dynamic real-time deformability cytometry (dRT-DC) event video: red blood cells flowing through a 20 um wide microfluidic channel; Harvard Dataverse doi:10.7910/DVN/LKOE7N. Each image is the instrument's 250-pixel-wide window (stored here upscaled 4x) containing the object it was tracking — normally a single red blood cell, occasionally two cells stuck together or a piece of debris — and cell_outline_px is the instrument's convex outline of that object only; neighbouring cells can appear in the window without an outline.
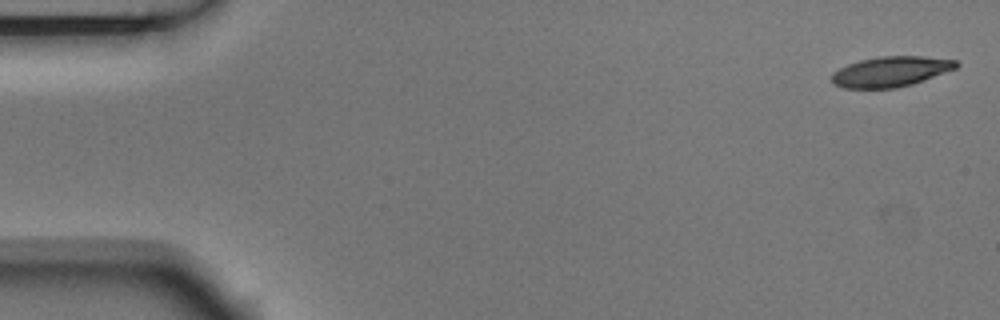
{"species": "Egyptian fruit bat (a non-hibernating species)", "species_latin": "Rousettus aegyptiacus", "temperature_condition": "room temperature", "stored_images_in_passage": 5, "camera_frame_rate_fps": 3000, "um_per_image_px": 0.085, "animal": {"sex": "male"}, "frame": {"image": 1, "passage_image": 1, "time_ms": 0.0, "image_size_px": [1000, 320], "cell_outline_px": [[960, 64], [956, 68], [912, 84], [896, 88], [844, 88], [832, 84], [832, 72], [848, 64], [860, 60], [880, 56], [924, 56], [956, 60]], "centroid_in_image_um": [75.7, 6.08], "position_along_channel_um": 9.3, "area_um2": 21.91}}
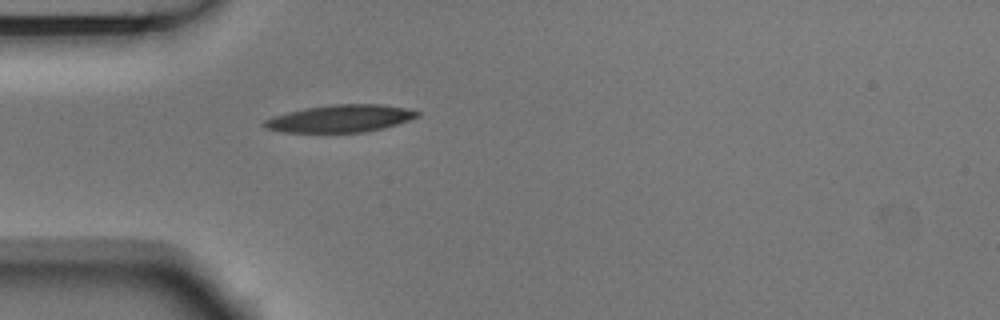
{"frame": {"image": 2, "passage_image": 5, "time_ms": 1.333, "image_size_px": [1000, 320], "cell_outline_px": [[420, 116], [384, 128], [364, 132], [280, 132], [264, 128], [260, 124], [264, 120], [272, 116], [304, 108], [332, 104], [380, 104], [404, 108], [420, 112]], "centroid_in_image_um": [28.86, 10.07], "position_along_channel_um": 56.1, "area_um2": 24.45}}